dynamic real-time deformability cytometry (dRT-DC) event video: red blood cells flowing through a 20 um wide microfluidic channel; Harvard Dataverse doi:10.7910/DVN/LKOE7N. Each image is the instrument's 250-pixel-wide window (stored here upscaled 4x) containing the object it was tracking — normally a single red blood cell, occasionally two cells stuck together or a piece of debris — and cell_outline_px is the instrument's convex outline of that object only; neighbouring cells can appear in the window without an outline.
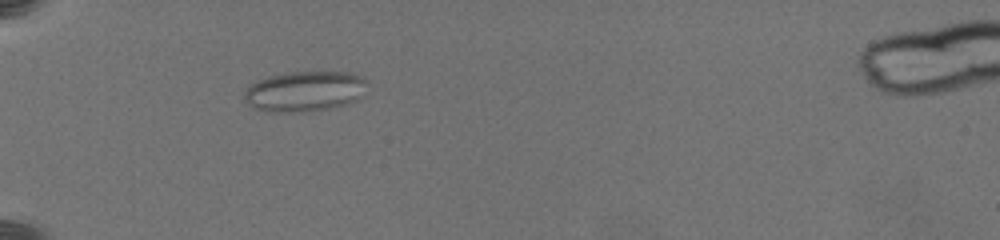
{"species": "common noctule bat (a hibernating species)", "species_latin": "Nyctalus noctula", "temperature_condition": "warm", "stored_images_in_passage": 11, "camera_frame_rate_fps": 3000, "um_per_image_px": 0.085, "animal": {"sex": "female", "body_mass_g": 19.5, "forearm_length_mm": 54.1}, "frame": {"image": 1, "passage_image": 1, "time_ms": 0.0, "image_size_px": [1000, 240], "cell_outline_px": [[368, 80], [364, 96], [356, 100], [332, 108], [300, 112], [268, 112], [252, 108], [244, 100], [244, 92], [252, 84], [268, 76], [292, 72], [348, 72], [364, 76]], "centroid_in_image_um": [25.94, 7.77], "position_along_channel_um": 59.1, "area_um2": 29.19}}
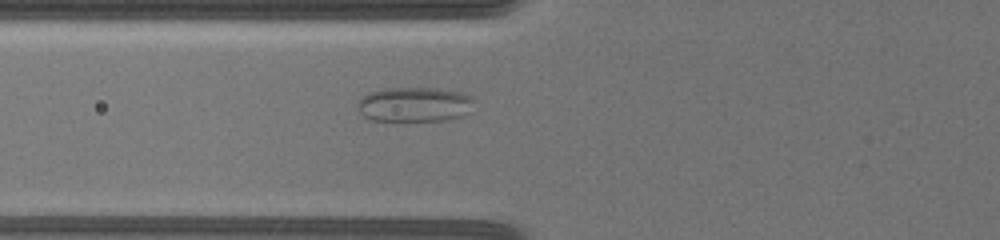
{"frame": {"image": 2, "passage_image": 9, "time_ms": 1.333, "image_size_px": [1000, 240], "cell_outline_px": [[472, 100], [468, 112], [460, 116], [448, 120], [372, 120], [364, 116], [360, 112], [360, 96], [368, 92], [384, 88], [436, 88], [464, 92]], "centroid_in_image_um": [35.2, 8.86], "position_along_channel_um": 90.6, "area_um2": 23.24}}